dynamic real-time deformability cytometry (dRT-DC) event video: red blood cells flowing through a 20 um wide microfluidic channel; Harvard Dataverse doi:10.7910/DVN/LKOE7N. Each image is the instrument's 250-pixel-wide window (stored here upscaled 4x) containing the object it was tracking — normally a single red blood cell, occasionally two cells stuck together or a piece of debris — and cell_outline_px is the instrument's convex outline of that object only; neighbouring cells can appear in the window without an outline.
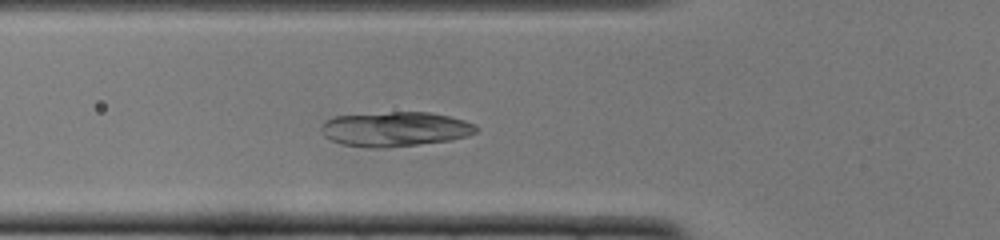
{"species": "common noctule bat (a hibernating species)", "species_latin": "Nyctalus noctula", "temperature_condition": "cold", "stored_images_in_passage": 45, "camera_frame_rate_fps": 3000, "um_per_image_px": 0.085, "animal": {"sex": "female", "body_mass_g": 22.0, "forearm_length_mm": 56.7}, "frame": {"image": 1, "passage_image": 12, "time_ms": 3.667, "image_size_px": [1000, 240], "cell_outline_px": [[480, 128], [476, 132], [468, 136], [452, 140], [384, 148], [368, 148], [340, 144], [324, 136], [320, 132], [320, 128], [324, 120], [336, 116], [392, 112], [428, 112], [448, 116], [464, 120], [476, 124]], "centroid_in_image_um": [33.58, 10.98], "position_along_channel_um": 92.2, "area_um2": 31.5}}
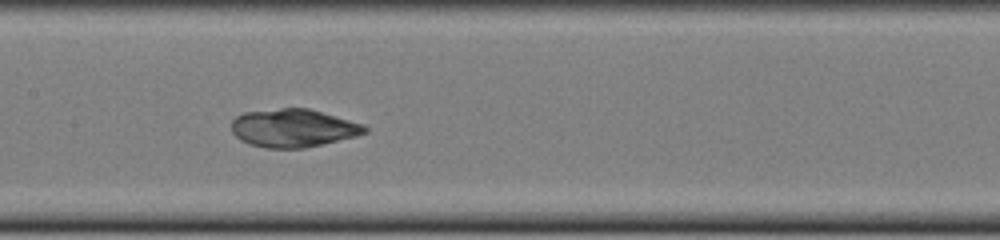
{"frame": {"image": 2, "passage_image": 19, "time_ms": 6.0, "image_size_px": [1000, 240], "cell_outline_px": [[368, 132], [356, 136], [304, 148], [264, 148], [248, 144], [240, 140], [232, 132], [232, 120], [236, 116], [244, 112], [280, 108], [308, 108], [364, 124], [368, 128]], "centroid_in_image_um": [24.91, 10.88], "position_along_channel_um": 182.5, "area_um2": 29.65}}
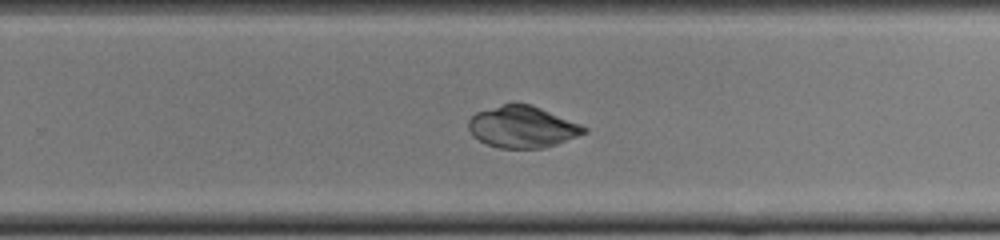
{"frame": {"image": 3, "passage_image": 27, "time_ms": 8.667, "image_size_px": [1000, 240], "cell_outline_px": [[588, 132], [556, 144], [544, 148], [500, 148], [488, 144], [472, 136], [468, 128], [468, 120], [476, 112], [516, 100], [532, 104], [580, 124], [588, 128]], "centroid_in_image_um": [44.39, 10.76], "position_along_channel_um": 285.4, "area_um2": 28.32}}